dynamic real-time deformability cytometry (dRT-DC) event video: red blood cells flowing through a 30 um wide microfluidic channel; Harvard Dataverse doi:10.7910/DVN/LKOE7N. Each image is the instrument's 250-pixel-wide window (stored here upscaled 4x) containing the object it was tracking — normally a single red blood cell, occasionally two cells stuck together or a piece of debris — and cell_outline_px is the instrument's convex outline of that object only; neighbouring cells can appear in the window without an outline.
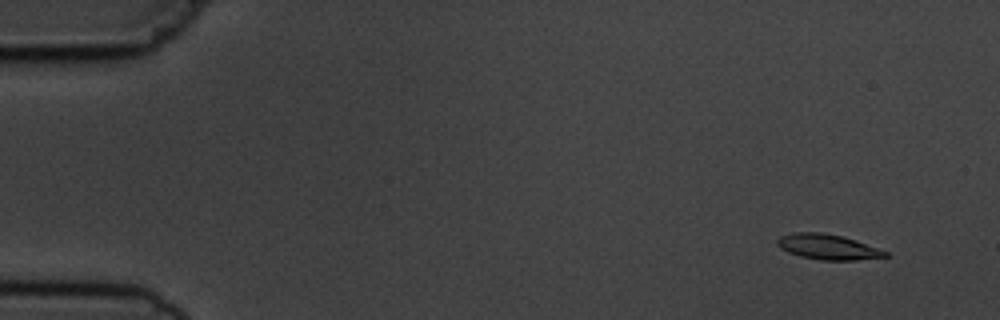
{"species": "common noctule bat (a hibernating species)", "species_latin": "Nyctalus noctula", "temperature_condition": "cold", "stored_images_in_passage": 10, "camera_frame_rate_fps": 3000, "um_per_image_px": 0.085, "animal": {"sex": "male", "body_mass_g": 19.5, "forearm_length_mm": 54.6}, "frame": {"image": 1, "passage_image": 1, "time_ms": 0.0, "image_size_px": [1000, 320], "cell_outline_px": [[888, 256], [856, 260], [820, 260], [800, 256], [788, 252], [780, 248], [776, 244], [776, 240], [780, 236], [792, 232], [820, 232], [840, 236], [856, 240], [888, 252]], "centroid_in_image_um": [70.32, 20.98], "position_along_channel_um": 14.7, "area_um2": 15.84}}
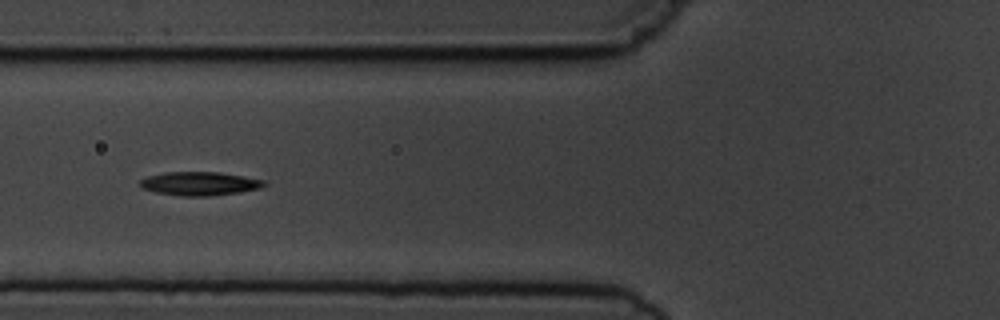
{"frame": {"image": 2, "passage_image": 6, "time_ms": 5.667, "image_size_px": [1000, 320], "cell_outline_px": [[268, 184], [260, 188], [240, 192], [208, 196], [180, 196], [156, 192], [140, 188], [140, 180], [148, 176], [164, 172], [220, 172], [244, 176], [264, 180]], "centroid_in_image_um": [16.97, 15.6], "position_along_channel_um": 108.8, "area_um2": 17.17}}
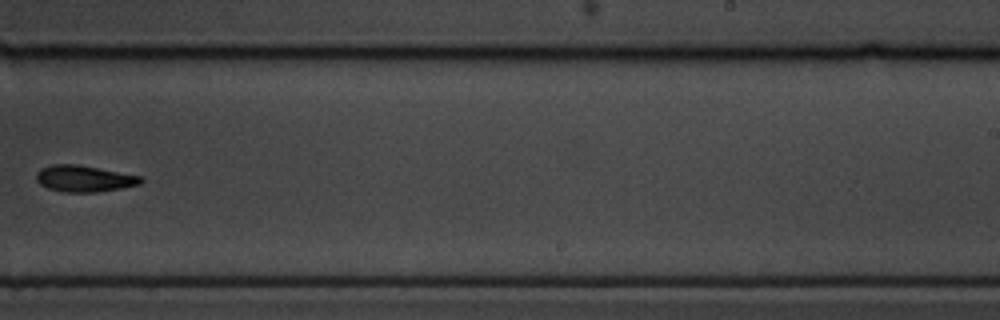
{"frame": {"image": 3, "passage_image": 10, "time_ms": 10.333, "image_size_px": [1000, 320], "cell_outline_px": [[144, 180], [140, 184], [120, 188], [96, 192], [64, 192], [48, 188], [40, 184], [36, 180], [36, 172], [40, 168], [52, 164], [76, 164], [140, 176]], "centroid_in_image_um": [7.11, 15.18], "position_along_channel_um": 281.9, "area_um2": 15.95}}